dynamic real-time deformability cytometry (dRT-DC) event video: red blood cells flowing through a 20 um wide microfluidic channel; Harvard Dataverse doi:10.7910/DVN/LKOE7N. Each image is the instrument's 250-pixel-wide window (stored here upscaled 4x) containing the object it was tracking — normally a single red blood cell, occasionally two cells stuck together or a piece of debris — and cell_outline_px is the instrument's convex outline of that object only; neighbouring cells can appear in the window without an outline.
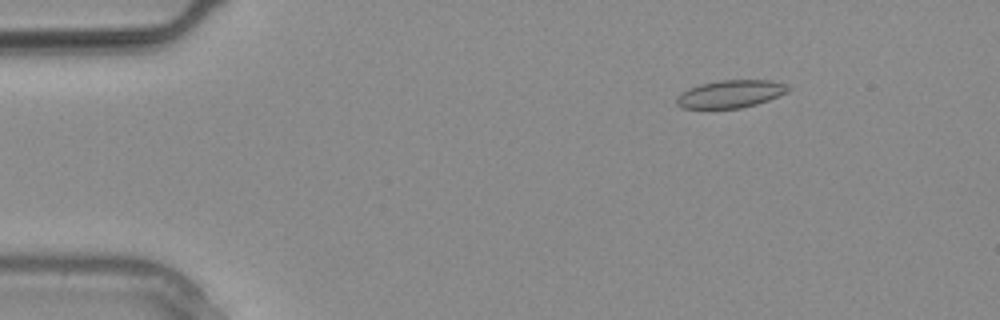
{"species": "common noctule bat (a hibernating species)", "species_latin": "Nyctalus noctula", "temperature_condition": "warm", "stored_images_in_passage": 10, "camera_frame_rate_fps": 3000, "um_per_image_px": 0.085, "animal": {"sex": "male", "body_mass_g": 20.4}, "frame": {"image": 1, "passage_image": 2, "time_ms": 0.333, "image_size_px": [1000, 320], "cell_outline_px": [[792, 88], [788, 92], [768, 100], [756, 104], [740, 108], [684, 108], [676, 104], [676, 96], [688, 88], [700, 84], [720, 80], [772, 80], [788, 84]], "centroid_in_image_um": [62.12, 7.97], "position_along_channel_um": 22.9, "area_um2": 18.09}}
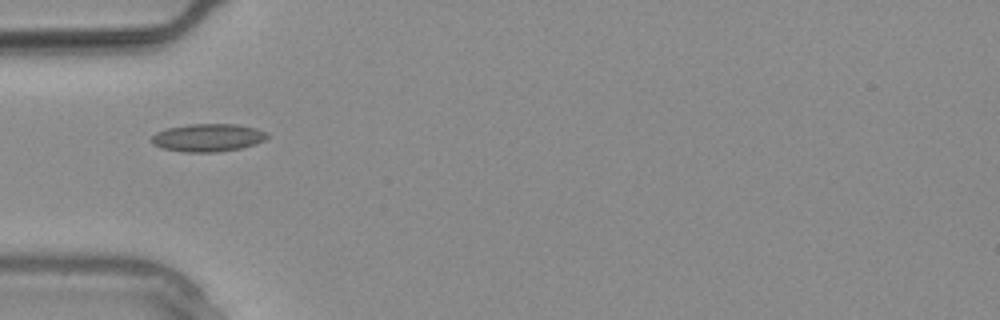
{"frame": {"image": 2, "passage_image": 7, "time_ms": 2.0, "image_size_px": [1000, 320], "cell_outline_px": [[268, 136], [264, 140], [256, 144], [240, 148], [216, 152], [184, 152], [160, 148], [152, 144], [152, 136], [156, 132], [168, 128], [192, 124], [236, 124], [256, 128], [268, 132]], "centroid_in_image_um": [17.68, 11.7], "position_along_channel_um": 67.3, "area_um2": 18.79}}
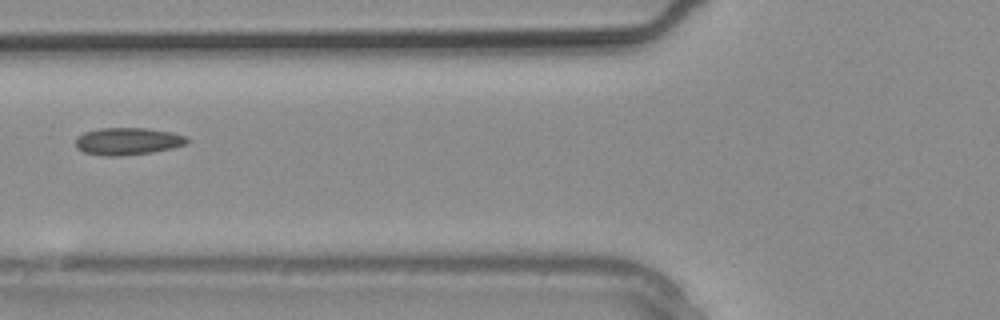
{"frame": {"image": 3, "passage_image": 9, "time_ms": 2.667, "image_size_px": [1000, 320], "cell_outline_px": [[188, 144], [172, 148], [152, 152], [120, 156], [104, 156], [84, 152], [76, 148], [76, 140], [84, 132], [100, 128], [148, 128], [172, 132], [184, 136], [188, 140]], "centroid_in_image_um": [10.86, 12.01], "position_along_channel_um": 114.9, "area_um2": 17.69}}